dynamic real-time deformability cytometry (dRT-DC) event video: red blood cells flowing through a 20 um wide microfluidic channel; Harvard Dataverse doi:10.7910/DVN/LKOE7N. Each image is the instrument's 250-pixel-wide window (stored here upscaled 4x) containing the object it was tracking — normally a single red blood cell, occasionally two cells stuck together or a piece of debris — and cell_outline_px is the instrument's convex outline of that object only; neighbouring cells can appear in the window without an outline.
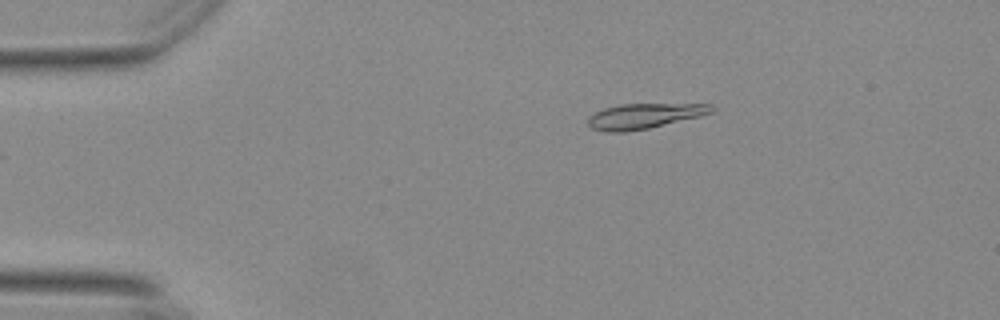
{"species": "Egyptian fruit bat (a non-hibernating species)", "species_latin": "Rousettus aegyptiacus", "temperature_condition": "warm", "stored_images_in_passage": 56, "camera_frame_rate_fps": 3000, "um_per_image_px": 0.085, "animal": {"sex": "female"}, "frame": {"image": 1, "passage_image": 11, "time_ms": 3.333, "image_size_px": [1000, 320], "cell_outline_px": [[716, 108], [712, 112], [700, 116], [648, 128], [624, 132], [604, 132], [592, 128], [588, 124], [588, 116], [604, 108], [620, 104], [712, 104]], "centroid_in_image_um": [54.75, 9.86], "position_along_channel_um": 30.3, "area_um2": 18.03}}
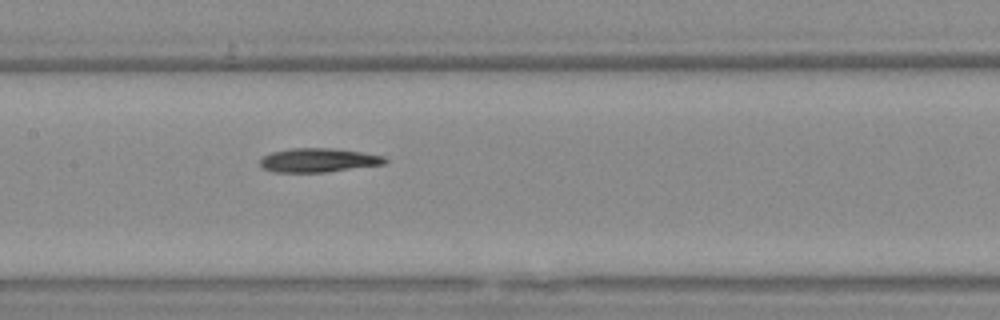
{"frame": {"image": 2, "passage_image": 28, "time_ms": 9.0, "image_size_px": [1000, 320], "cell_outline_px": [[388, 160], [384, 164], [328, 172], [272, 172], [264, 168], [260, 164], [260, 160], [264, 156], [272, 152], [292, 148], [336, 148], [364, 152], [384, 156]], "centroid_in_image_um": [27.1, 13.61], "position_along_channel_um": 180.3, "area_um2": 17.51}}
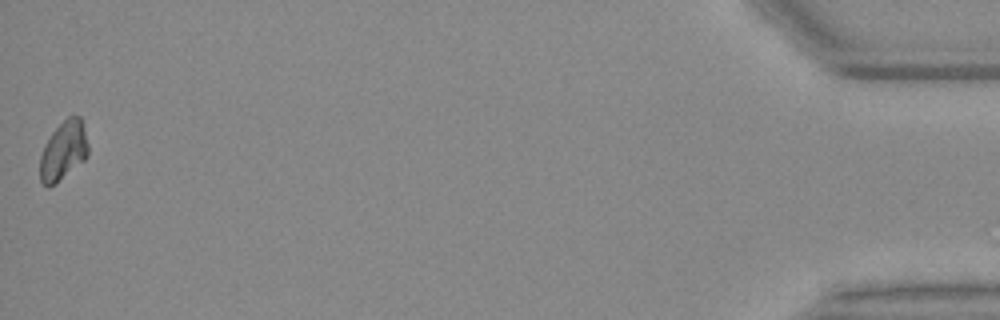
{"frame": {"image": 3, "passage_image": 56, "time_ms": 18.333, "image_size_px": [1000, 320], "cell_outline_px": [[88, 156], [84, 160], [56, 184], [48, 188], [40, 180], [40, 156], [44, 144], [52, 132], [72, 112], [80, 116], [84, 128], [88, 144]], "centroid_in_image_um": [5.39, 12.8], "position_along_channel_um": 429.8, "area_um2": 16.76}}